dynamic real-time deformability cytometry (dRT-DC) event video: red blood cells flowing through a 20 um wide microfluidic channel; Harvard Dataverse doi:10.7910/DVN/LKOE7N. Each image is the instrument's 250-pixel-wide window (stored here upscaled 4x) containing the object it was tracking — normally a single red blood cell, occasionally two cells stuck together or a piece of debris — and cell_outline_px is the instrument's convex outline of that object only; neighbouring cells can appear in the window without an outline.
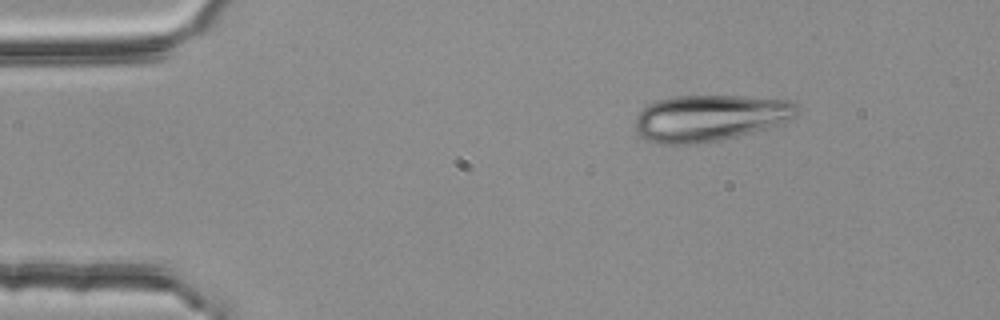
{"species": "common noctule bat (a hibernating species)", "species_latin": "Nyctalus noctula", "temperature_condition": "room temperature", "stored_images_in_passage": 2, "camera_frame_rate_fps": 3000, "um_per_image_px": 0.085, "animal": {"sex": "female", "body_mass_g": 25.1}, "frame": {"image": 1, "passage_image": 1, "time_ms": 0.0, "image_size_px": [1000, 320], "cell_outline_px": [[800, 108], [796, 116], [780, 124], [768, 128], [720, 140], [688, 144], [660, 144], [644, 140], [640, 136], [636, 128], [636, 116], [648, 104], [672, 96], [744, 96], [792, 100]], "centroid_in_image_um": [60.36, 10.02], "position_along_channel_um": 24.6, "area_um2": 43.87}}